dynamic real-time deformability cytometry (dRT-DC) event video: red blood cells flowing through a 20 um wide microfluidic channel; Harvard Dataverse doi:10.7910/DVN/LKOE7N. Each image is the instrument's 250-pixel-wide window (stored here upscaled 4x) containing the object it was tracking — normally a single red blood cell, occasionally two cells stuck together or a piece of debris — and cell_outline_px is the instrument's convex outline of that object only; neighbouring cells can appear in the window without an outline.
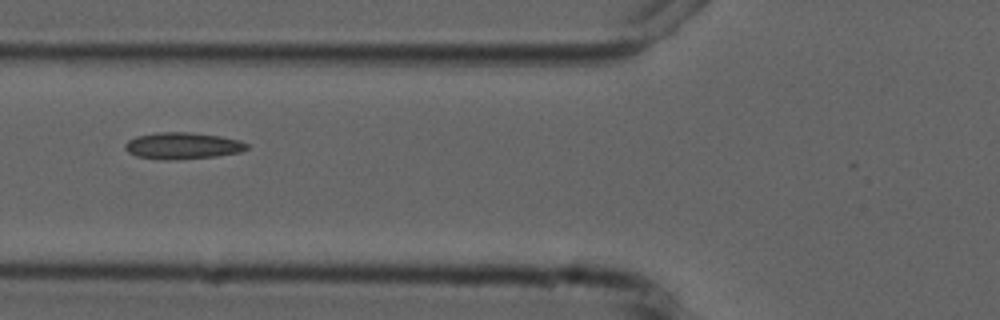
{"species": "common noctule bat (a hibernating species)", "species_latin": "Nyctalus noctula", "temperature_condition": "cold", "stored_images_in_passage": 9, "camera_frame_rate_fps": 3000, "um_per_image_px": 0.085, "animal": {"sex": "male", "forearm_length_mm": 52.5}, "frame": {"image": 1, "passage_image": 6, "time_ms": 7.0, "image_size_px": [1000, 320], "cell_outline_px": [[248, 148], [240, 152], [216, 156], [176, 160], [160, 160], [136, 156], [128, 152], [124, 148], [124, 144], [128, 140], [136, 136], [156, 132], [192, 132], [220, 136], [240, 140], [248, 144]], "centroid_in_image_um": [15.49, 12.39], "position_along_channel_um": 110.3, "area_um2": 19.13}}
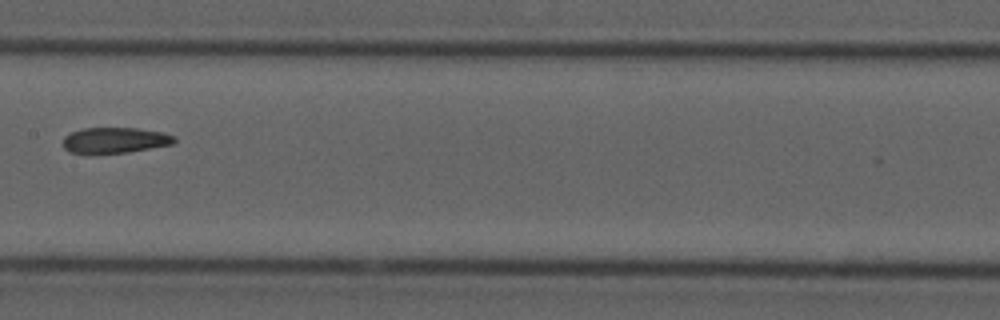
{"frame": {"image": 2, "passage_image": 8, "time_ms": 9.333, "image_size_px": [1000, 320], "cell_outline_px": [[176, 140], [172, 144], [128, 152], [68, 152], [64, 148], [64, 136], [72, 132], [84, 128], [136, 128], [164, 132], [176, 136]], "centroid_in_image_um": [9.81, 11.9], "position_along_channel_um": 197.6, "area_um2": 16.36}}
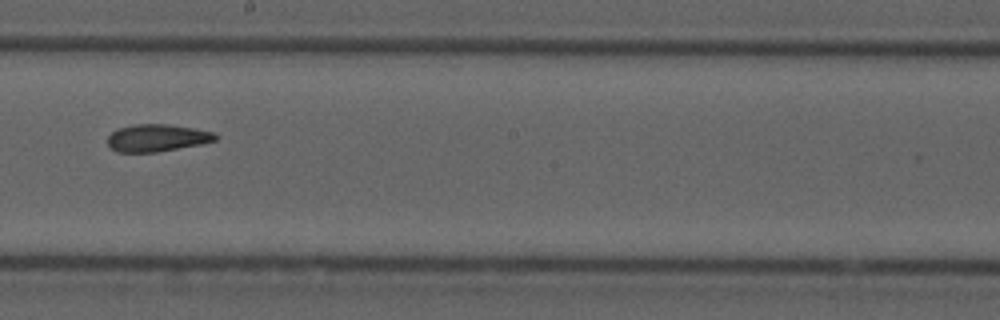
{"frame": {"image": 3, "passage_image": 9, "time_ms": 10.333, "image_size_px": [1000, 320], "cell_outline_px": [[216, 140], [204, 144], [156, 152], [116, 152], [108, 144], [108, 136], [112, 132], [120, 128], [136, 124], [168, 124], [192, 128], [212, 132], [216, 136]], "centroid_in_image_um": [13.35, 11.73], "position_along_channel_um": 234.9, "area_um2": 16.99}}